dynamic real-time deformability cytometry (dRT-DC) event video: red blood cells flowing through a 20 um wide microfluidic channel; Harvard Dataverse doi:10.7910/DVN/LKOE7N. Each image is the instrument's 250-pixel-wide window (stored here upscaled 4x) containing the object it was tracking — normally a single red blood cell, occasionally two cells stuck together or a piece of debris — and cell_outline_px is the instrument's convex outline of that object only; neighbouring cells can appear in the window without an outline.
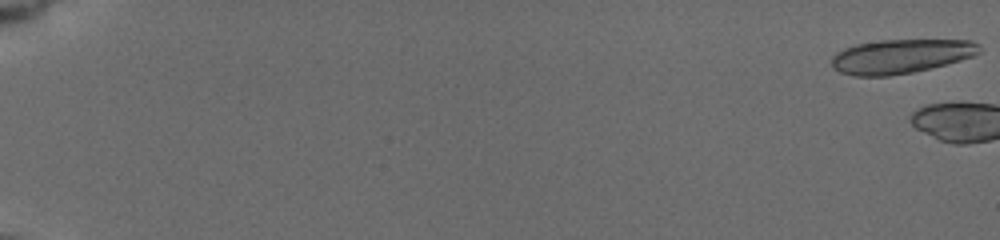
{"species": "common noctule bat (a hibernating species)", "species_latin": "Nyctalus noctula", "temperature_condition": "cold", "stored_images_in_passage": 3, "camera_frame_rate_fps": 3000, "um_per_image_px": 0.085, "animal": {"sex": "female", "body_mass_g": 19.5, "forearm_length_mm": 54.1}, "frame": {"image": 1, "passage_image": 1, "time_ms": 0.0, "image_size_px": [1000, 240], "cell_outline_px": [[980, 52], [972, 56], [960, 60], [912, 72], [888, 76], [856, 76], [840, 72], [832, 64], [832, 56], [836, 52], [844, 48], [856, 44], [880, 40], [972, 40], [980, 44]], "centroid_in_image_um": [76.56, 4.77], "position_along_channel_um": 8.4, "area_um2": 29.19}}